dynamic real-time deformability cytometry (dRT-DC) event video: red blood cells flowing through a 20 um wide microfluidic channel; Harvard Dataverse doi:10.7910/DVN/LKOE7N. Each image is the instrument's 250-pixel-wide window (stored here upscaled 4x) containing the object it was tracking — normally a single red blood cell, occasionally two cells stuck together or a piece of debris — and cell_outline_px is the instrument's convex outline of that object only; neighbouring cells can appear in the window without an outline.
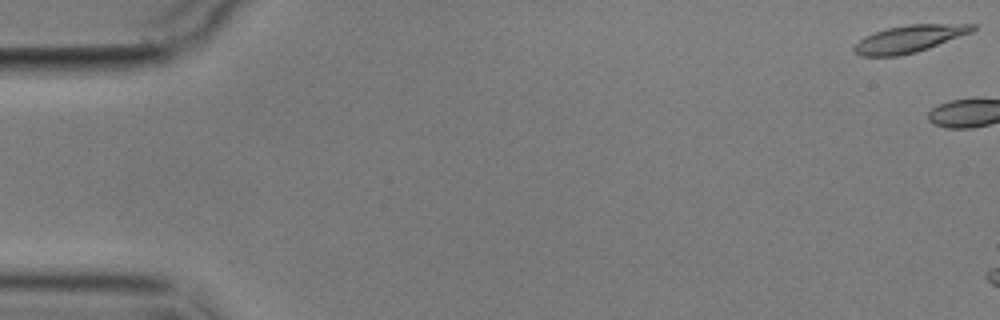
{"species": "common noctule bat (a hibernating species)", "species_latin": "Nyctalus noctula", "temperature_condition": "cold", "stored_images_in_passage": 2, "camera_frame_rate_fps": 3000, "um_per_image_px": 0.085, "animal": {"sex": "male", "body_mass_g": 17.9}, "frame": {"image": 1, "passage_image": 1, "time_ms": 0.0, "image_size_px": [1000, 320], "cell_outline_px": [[976, 28], [972, 32], [928, 48], [916, 52], [896, 56], [860, 56], [852, 52], [852, 48], [864, 36], [888, 28], [908, 24], [976, 24]], "centroid_in_image_um": [77.26, 3.3], "position_along_channel_um": 7.7, "area_um2": 18.67}}